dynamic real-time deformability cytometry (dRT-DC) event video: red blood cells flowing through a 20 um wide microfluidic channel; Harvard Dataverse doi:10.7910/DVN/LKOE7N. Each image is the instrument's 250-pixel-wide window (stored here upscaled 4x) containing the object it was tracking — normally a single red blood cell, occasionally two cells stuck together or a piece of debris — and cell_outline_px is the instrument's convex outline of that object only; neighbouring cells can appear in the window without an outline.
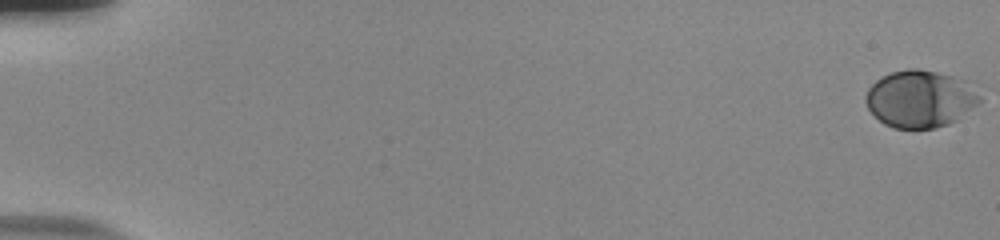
{"species": "human", "species_latin": "Homo sapiens", "temperature_condition": "room temperature", "stored_images_in_passage": 57, "camera_frame_rate_fps": 3000, "um_per_image_px": 0.085, "donor": {"sex": "male"}, "frame": {"image": 1, "passage_image": 1, "time_ms": 0.0, "image_size_px": [1000, 240], "cell_outline_px": [[984, 100], [956, 120], [948, 124], [936, 128], [892, 128], [884, 124], [868, 108], [864, 100], [864, 96], [868, 88], [876, 80], [892, 72], [908, 68], [916, 68], [936, 72], [968, 80]], "centroid_in_image_um": [78.23, 8.4], "position_along_channel_um": 6.8, "area_um2": 38.21}}
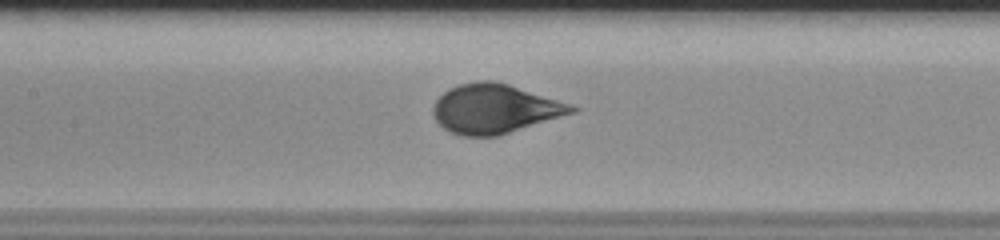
{"frame": {"image": 2, "passage_image": 29, "time_ms": 9.333, "image_size_px": [1000, 240], "cell_outline_px": [[580, 108], [576, 112], [500, 136], [460, 136], [444, 128], [436, 120], [432, 112], [432, 108], [436, 100], [448, 88], [460, 84], [476, 80], [492, 80], [508, 84], [572, 104]], "centroid_in_image_um": [42.07, 9.25], "position_along_channel_um": 165.3, "area_um2": 39.94}}
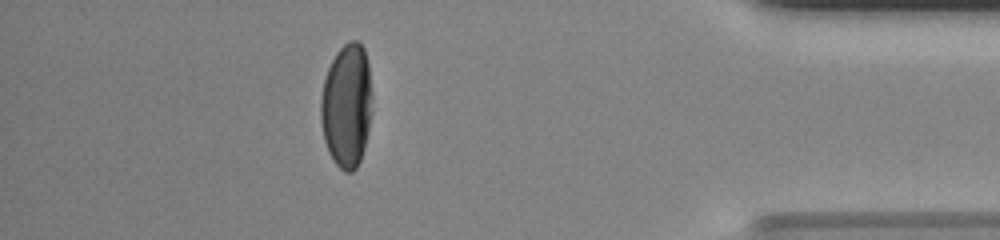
{"frame": {"image": 3, "passage_image": 51, "time_ms": 16.667, "image_size_px": [1000, 240], "cell_outline_px": [[372, 112], [368, 132], [364, 148], [360, 160], [356, 168], [352, 172], [344, 172], [336, 164], [328, 152], [324, 140], [320, 120], [320, 96], [324, 80], [328, 68], [336, 52], [348, 40], [356, 40], [364, 48], [368, 64], [372, 96]], "centroid_in_image_um": [29.47, 8.98], "position_along_channel_um": 405.7, "area_um2": 37.51}, "authors_computed_cell_mechanics": {"area_um2": 37.9168, "velocity_mm_per_s": 3.7533, "shape_relaxation_time_tau1_ms": 3.4695, "shape_relaxation_time_tau2_ms": null, "deformation_change_tau1": 0.1658, "deformation_change_tau2": null}}